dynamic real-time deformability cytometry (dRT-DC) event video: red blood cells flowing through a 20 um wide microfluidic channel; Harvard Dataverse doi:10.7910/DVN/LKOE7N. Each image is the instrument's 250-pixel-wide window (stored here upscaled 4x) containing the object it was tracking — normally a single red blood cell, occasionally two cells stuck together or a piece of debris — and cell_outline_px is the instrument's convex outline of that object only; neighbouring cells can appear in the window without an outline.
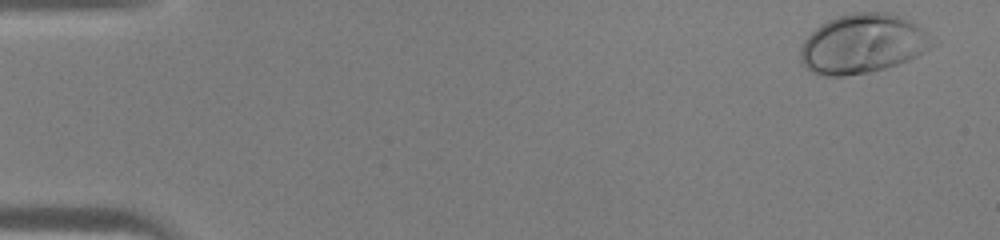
{"species": "human", "species_latin": "Homo sapiens", "temperature_condition": "warm", "stored_images_in_passage": 5, "camera_frame_rate_fps": 3000, "um_per_image_px": 0.085, "donor": {"sex": "male"}, "frame": {"image": 1, "passage_image": 1, "time_ms": 0.0, "image_size_px": [1000, 240], "cell_outline_px": [[940, 40], [924, 52], [908, 60], [884, 68], [868, 72], [844, 76], [824, 76], [812, 72], [800, 60], [800, 48], [804, 40], [820, 24], [836, 16], [852, 12], [892, 12], [912, 20], [924, 28]], "centroid_in_image_um": [73.4, 3.69], "position_along_channel_um": 11.6, "area_um2": 46.24}}